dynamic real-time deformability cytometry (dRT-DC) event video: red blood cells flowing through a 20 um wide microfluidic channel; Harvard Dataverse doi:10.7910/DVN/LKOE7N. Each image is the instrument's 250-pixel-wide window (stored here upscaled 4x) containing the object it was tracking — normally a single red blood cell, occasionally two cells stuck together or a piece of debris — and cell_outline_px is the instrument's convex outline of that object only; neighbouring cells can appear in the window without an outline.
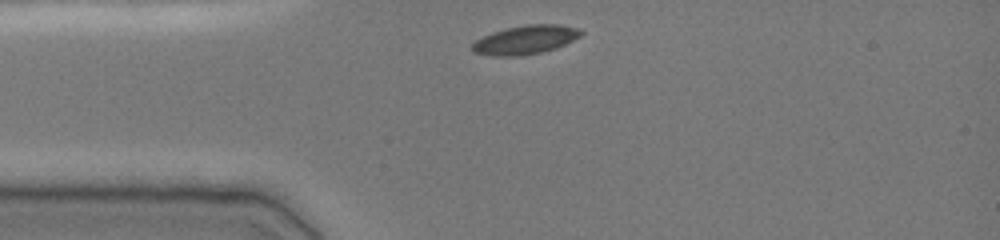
{"species": "common noctule bat (a hibernating species)", "species_latin": "Nyctalus noctula", "temperature_condition": "cold", "stored_images_in_passage": 31, "camera_frame_rate_fps": 3000, "um_per_image_px": 0.085, "animal": {"sex": "female", "body_mass_g": 19.0, "forearm_length_mm": 51.5}, "frame": {"image": 1, "passage_image": 1, "time_ms": 0.0, "image_size_px": [1000, 240], "cell_outline_px": [[584, 32], [580, 36], [556, 48], [540, 52], [520, 56], [492, 56], [472, 52], [472, 44], [476, 40], [492, 32], [504, 28], [524, 24], [560, 24], [580, 28]], "centroid_in_image_um": [44.66, 3.37], "position_along_channel_um": 40.3, "area_um2": 18.38}}
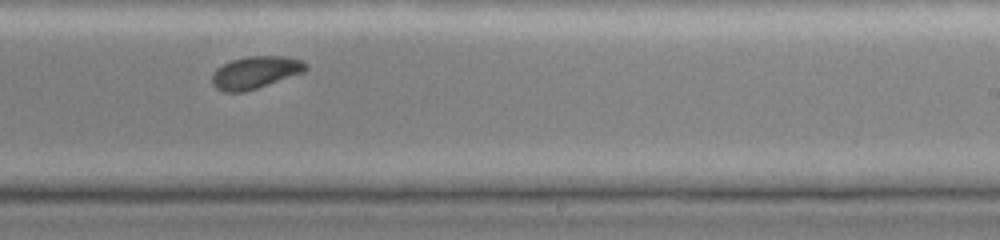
{"frame": {"image": 2, "passage_image": 20, "time_ms": 6.333, "image_size_px": [1000, 240], "cell_outline_px": [[308, 68], [304, 72], [244, 92], [224, 92], [216, 88], [212, 84], [212, 72], [216, 68], [232, 60], [248, 56], [288, 56], [304, 60], [308, 64]], "centroid_in_image_um": [21.72, 6.14], "position_along_channel_um": 267.3, "area_um2": 17.74}}
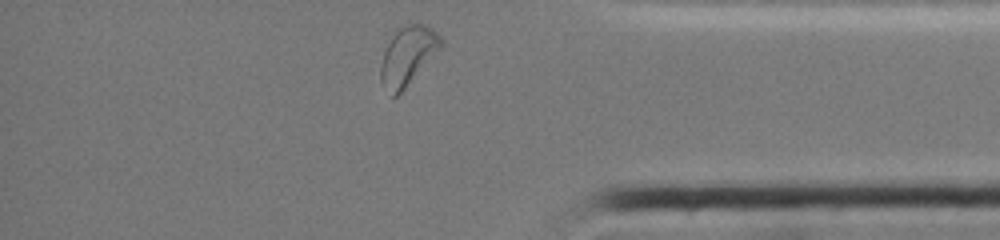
{"frame": {"image": 3, "passage_image": 31, "time_ms": 10.0, "image_size_px": [1000, 240], "cell_outline_px": [[444, 44], [404, 88], [396, 96], [392, 96], [380, 84], [380, 64], [384, 52], [396, 28], [408, 20], [424, 24], [432, 28], [444, 40]], "centroid_in_image_um": [34.64, 4.66], "position_along_channel_um": 400.6, "area_um2": 20.75}, "authors_computed_cell_mechanics": {"area_um2": 18.2648, "velocity_mm_per_s": 3.8493, "shape_relaxation_time_tau1_ms": 2.47, "shape_relaxation_time_tau2_ms": null, "deformation_change_tau1": 0.0916, "deformation_change_tau2": null}}